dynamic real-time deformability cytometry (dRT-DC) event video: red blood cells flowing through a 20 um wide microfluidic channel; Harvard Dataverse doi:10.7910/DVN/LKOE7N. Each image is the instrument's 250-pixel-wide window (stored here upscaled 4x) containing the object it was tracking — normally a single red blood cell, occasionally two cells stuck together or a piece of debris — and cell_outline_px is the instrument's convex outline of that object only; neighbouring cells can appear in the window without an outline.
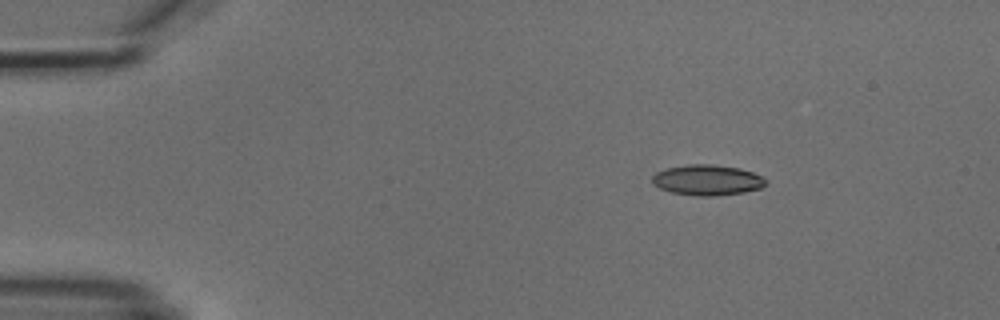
{"species": "common noctule bat (a hibernating species)", "species_latin": "Nyctalus noctula", "temperature_condition": "cold", "stored_images_in_passage": 4, "camera_frame_rate_fps": 3000, "um_per_image_px": 0.085, "animal": {"sex": "male", "body_mass_g": 18.8}, "frame": {"image": 1, "passage_image": 1, "time_ms": 0.0, "image_size_px": [1000, 320], "cell_outline_px": [[768, 180], [760, 188], [744, 192], [716, 196], [696, 196], [672, 192], [660, 188], [652, 184], [652, 176], [656, 172], [668, 168], [688, 164], [712, 164], [740, 168], [752, 172]], "centroid_in_image_um": [60.1, 15.3], "position_along_channel_um": 24.9, "area_um2": 20.17}}
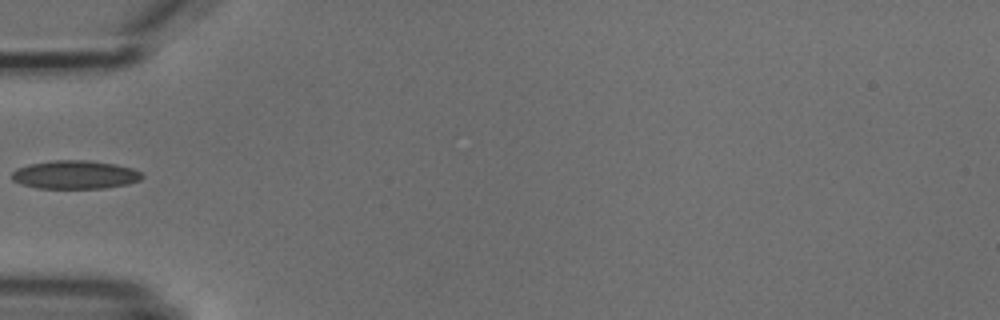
{"frame": {"image": 2, "passage_image": 3, "time_ms": 3.333, "image_size_px": [1000, 320], "cell_outline_px": [[144, 176], [140, 180], [128, 184], [104, 188], [36, 188], [20, 184], [12, 180], [12, 172], [16, 168], [28, 164], [52, 160], [88, 160], [116, 164], [132, 168], [140, 172]], "centroid_in_image_um": [6.36, 14.84], "position_along_channel_um": 78.6, "area_um2": 21.73}}
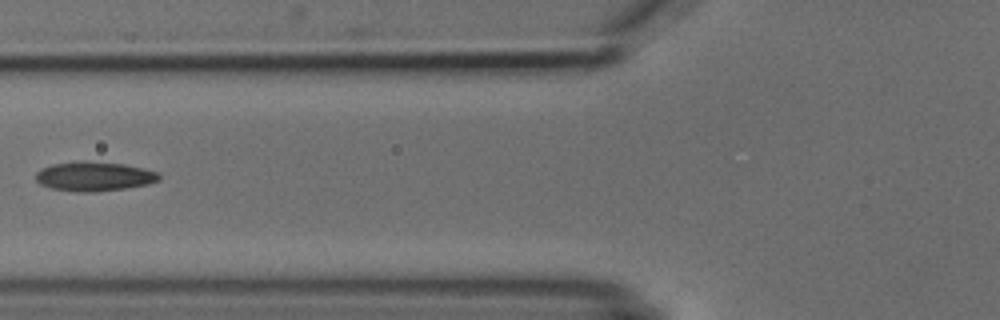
{"frame": {"image": 3, "passage_image": 4, "time_ms": 4.333, "image_size_px": [1000, 320], "cell_outline_px": [[160, 180], [148, 184], [124, 188], [92, 192], [76, 192], [52, 188], [40, 184], [36, 180], [36, 172], [40, 168], [52, 164], [76, 160], [84, 160], [124, 164], [144, 168], [156, 172], [160, 176]], "centroid_in_image_um": [7.97, 14.97], "position_along_channel_um": 117.8, "area_um2": 21.27}}